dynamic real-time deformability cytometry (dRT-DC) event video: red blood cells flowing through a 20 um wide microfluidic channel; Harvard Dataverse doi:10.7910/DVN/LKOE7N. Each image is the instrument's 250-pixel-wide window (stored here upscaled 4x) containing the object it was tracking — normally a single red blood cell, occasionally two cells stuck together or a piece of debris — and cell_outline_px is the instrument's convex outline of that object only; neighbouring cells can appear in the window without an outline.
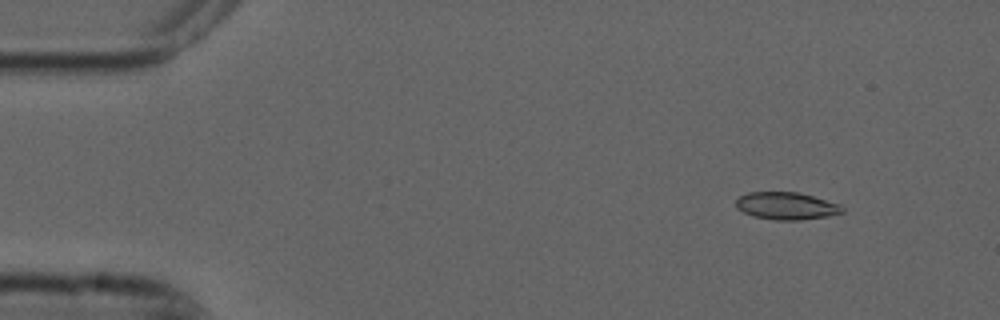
{"species": "common noctule bat (a hibernating species)", "species_latin": "Nyctalus noctula", "temperature_condition": "cold", "stored_images_in_passage": 5, "camera_frame_rate_fps": 3000, "um_per_image_px": 0.085, "animal": {"sex": "male", "forearm_length_mm": 52.5}, "frame": {"image": 1, "passage_image": 2, "time_ms": 0.333, "image_size_px": [1000, 320], "cell_outline_px": [[844, 212], [828, 216], [800, 220], [776, 220], [752, 216], [736, 208], [736, 200], [740, 196], [748, 192], [800, 192], [840, 204], [844, 208]], "centroid_in_image_um": [66.85, 17.5], "position_along_channel_um": 18.1, "area_um2": 17.05}}
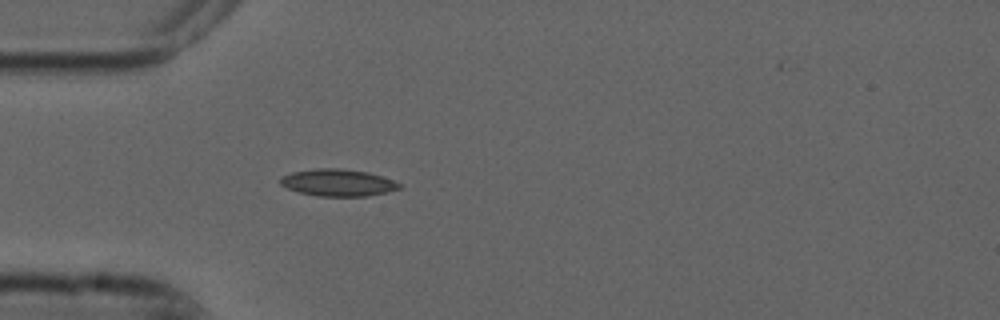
{"frame": {"image": 2, "passage_image": 5, "time_ms": 1.333, "image_size_px": [1000, 320], "cell_outline_px": [[404, 184], [400, 188], [388, 192], [368, 196], [316, 196], [300, 192], [288, 188], [280, 184], [280, 176], [292, 172], [316, 168], [336, 168], [368, 172]], "centroid_in_image_um": [28.73, 15.52], "position_along_channel_um": 56.3, "area_um2": 18.73}}